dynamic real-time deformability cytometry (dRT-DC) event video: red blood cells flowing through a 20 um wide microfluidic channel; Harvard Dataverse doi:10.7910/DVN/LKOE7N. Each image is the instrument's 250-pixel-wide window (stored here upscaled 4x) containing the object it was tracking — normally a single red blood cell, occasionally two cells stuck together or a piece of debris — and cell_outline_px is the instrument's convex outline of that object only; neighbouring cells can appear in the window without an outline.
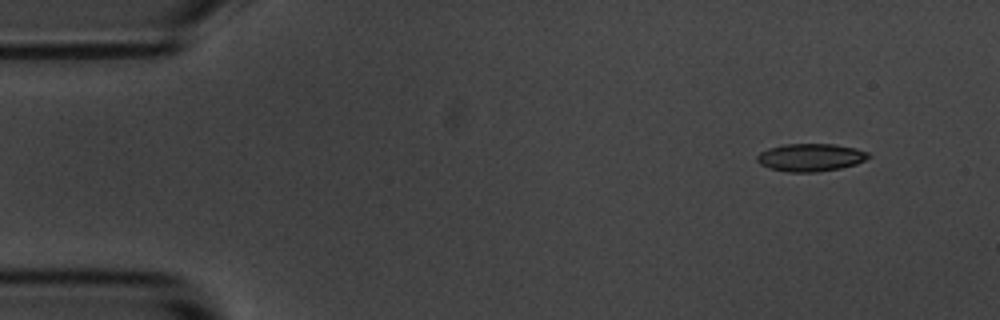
{"species": "common noctule bat (a hibernating species)", "species_latin": "Nyctalus noctula", "temperature_condition": "room temperature", "stored_images_in_passage": 5, "camera_frame_rate_fps": 3000, "um_per_image_px": 0.085, "animal": {"sex": "male", "body_mass_g": 20.1, "forearm_length_mm": 53.5}, "frame": {"image": 1, "passage_image": 2, "time_ms": 1.333, "image_size_px": [1000, 320], "cell_outline_px": [[872, 156], [856, 164], [840, 168], [816, 172], [788, 172], [768, 168], [760, 164], [756, 160], [756, 156], [760, 152], [768, 148], [784, 144], [836, 144], [856, 148], [868, 152]], "centroid_in_image_um": [68.89, 13.38], "position_along_channel_um": 16.1, "area_um2": 18.15}}
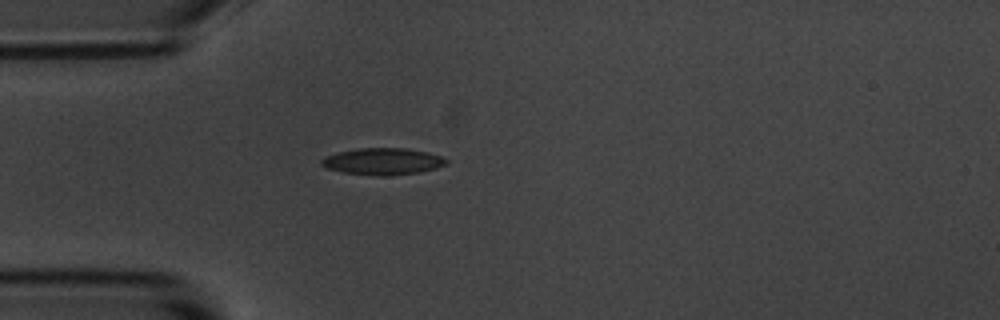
{"frame": {"image": 2, "passage_image": 5, "time_ms": 4.667, "image_size_px": [1000, 320], "cell_outline_px": [[448, 164], [436, 168], [420, 172], [384, 176], [380, 176], [344, 172], [328, 168], [320, 164], [320, 160], [324, 156], [336, 152], [360, 148], [404, 148], [428, 152], [440, 156], [448, 160]], "centroid_in_image_um": [32.53, 13.71], "position_along_channel_um": 52.5, "area_um2": 19.42}}